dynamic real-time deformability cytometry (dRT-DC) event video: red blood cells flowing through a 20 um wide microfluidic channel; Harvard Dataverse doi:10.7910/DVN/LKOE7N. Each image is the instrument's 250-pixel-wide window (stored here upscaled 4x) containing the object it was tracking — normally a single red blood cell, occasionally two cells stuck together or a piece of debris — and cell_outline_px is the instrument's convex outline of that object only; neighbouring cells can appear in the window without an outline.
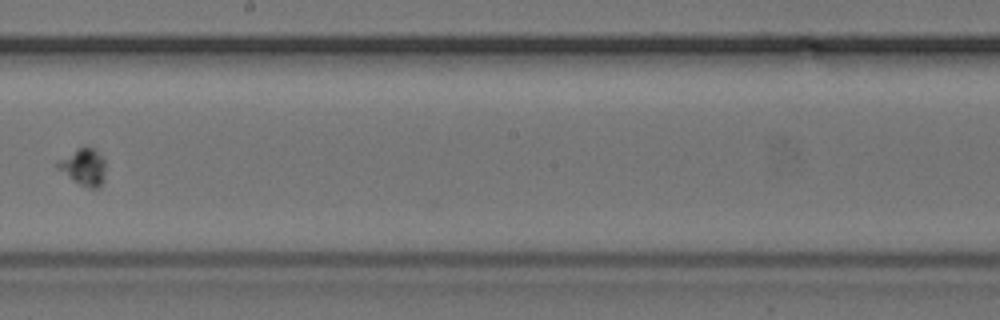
{"species": "common noctule bat (a hibernating species)", "species_latin": "Nyctalus noctula", "temperature_condition": "cold", "stored_images_in_passage": 8, "camera_frame_rate_fps": 3000, "um_per_image_px": 0.085, "animal": {"sex": "female", "body_mass_g": 24.6, "forearm_length_mm": 56.2}, "frame": {"image": 1, "passage_image": 8, "time_ms": 10.0, "image_size_px": [1000, 320], "cell_outline_px": [[104, 180], [96, 188], [88, 188], [80, 184], [56, 168], [56, 164], [60, 160], [76, 148], [88, 144], [96, 148], [104, 160]], "centroid_in_image_um": [7.12, 14.13], "position_along_channel_um": 241.1, "area_um2": 10.29}}